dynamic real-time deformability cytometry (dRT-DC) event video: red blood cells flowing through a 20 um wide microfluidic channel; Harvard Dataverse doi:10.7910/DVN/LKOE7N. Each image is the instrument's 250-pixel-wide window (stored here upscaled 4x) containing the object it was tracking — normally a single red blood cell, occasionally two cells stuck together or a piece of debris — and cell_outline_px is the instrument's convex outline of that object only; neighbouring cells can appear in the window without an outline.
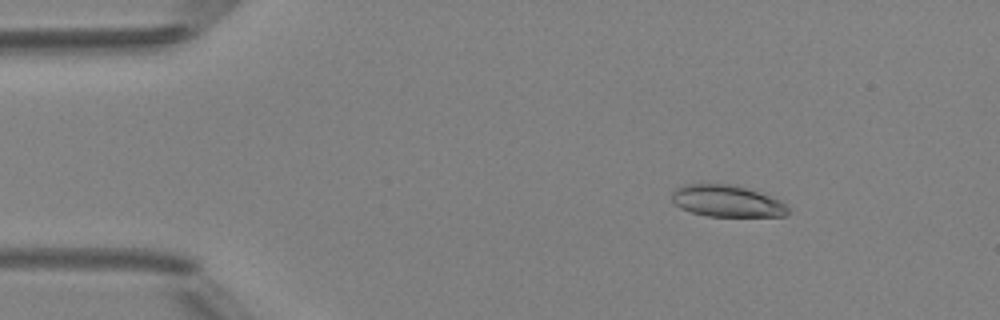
{"species": "Egyptian fruit bat (a non-hibernating species)", "species_latin": "Rousettus aegyptiacus", "temperature_condition": "room temperature", "stored_images_in_passage": 50, "camera_frame_rate_fps": 3000, "um_per_image_px": 0.085, "animal": {"sex": "female"}, "frame": {"image": 1, "passage_image": 8, "time_ms": 2.333, "image_size_px": [1000, 320], "cell_outline_px": [[792, 212], [784, 216], [708, 216], [692, 212], [680, 208], [672, 200], [672, 192], [676, 188], [684, 184], [736, 184], [780, 200]], "centroid_in_image_um": [61.79, 17.09], "position_along_channel_um": 23.2, "area_um2": 21.44}}
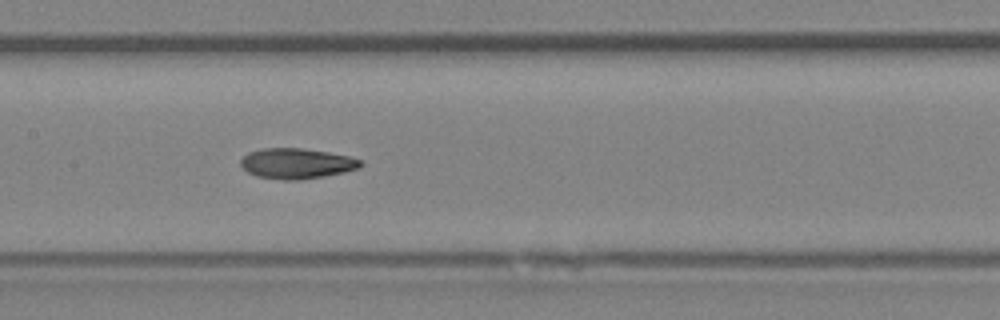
{"frame": {"image": 2, "passage_image": 25, "time_ms": 8.0, "image_size_px": [1000, 320], "cell_outline_px": [[364, 164], [360, 168], [344, 172], [324, 176], [300, 180], [284, 180], [256, 176], [248, 172], [240, 164], [240, 160], [248, 152], [264, 148], [300, 148], [328, 152], [348, 156], [360, 160]], "centroid_in_image_um": [25.21, 13.9], "position_along_channel_um": 182.2, "area_um2": 21.21}}
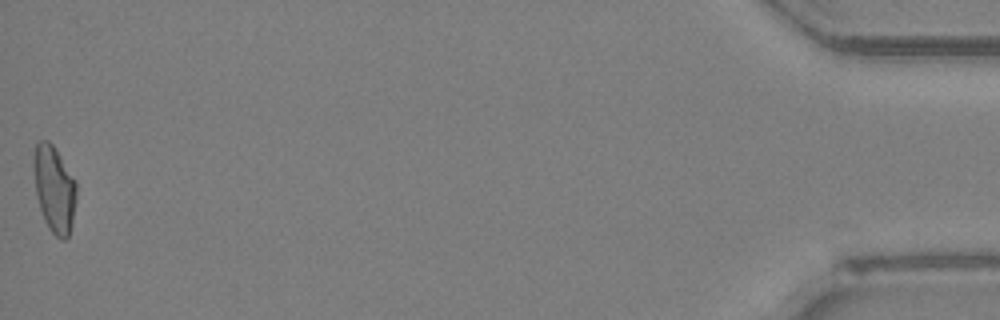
{"frame": {"image": 3, "passage_image": 50, "time_ms": 16.333, "image_size_px": [1000, 320], "cell_outline_px": [[76, 200], [72, 224], [68, 236], [64, 240], [60, 240], [48, 228], [44, 220], [36, 196], [32, 164], [32, 160], [36, 144], [40, 140], [48, 140], [52, 144], [76, 180]], "centroid_in_image_um": [4.6, 16.06], "position_along_channel_um": 430.6, "area_um2": 21.79}, "authors_computed_cell_mechanics": {"area_um2": 21.097, "velocity_mm_per_s": 4.1812, "shape_relaxation_time_tau1_ms": 9.5714, "shape_relaxation_time_tau2_ms": 2.9293, "deformation_change_tau1": 0.2431, "deformation_change_tau2": 0.1}}